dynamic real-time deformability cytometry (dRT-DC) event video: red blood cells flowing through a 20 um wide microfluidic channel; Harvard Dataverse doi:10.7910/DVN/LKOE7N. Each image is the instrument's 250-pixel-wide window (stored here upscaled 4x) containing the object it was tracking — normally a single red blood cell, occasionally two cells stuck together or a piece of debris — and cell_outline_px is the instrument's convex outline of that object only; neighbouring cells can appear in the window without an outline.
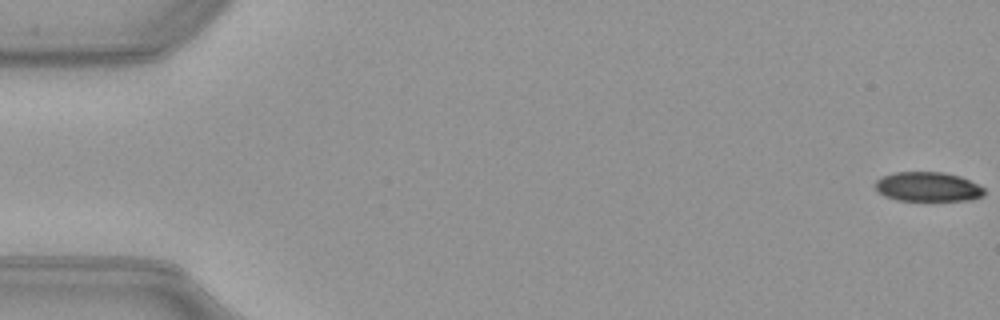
{"species": "common noctule bat (a hibernating species)", "species_latin": "Nyctalus noctula", "temperature_condition": "warm", "stored_images_in_passage": 52, "camera_frame_rate_fps": 3000, "um_per_image_px": 0.085, "animal": {"sex": "female", "body_mass_g": 21.9}, "frame": {"image": 1, "passage_image": 1, "time_ms": 0.0, "image_size_px": [1000, 320], "cell_outline_px": [[984, 192], [980, 196], [972, 200], [896, 200], [884, 196], [876, 192], [872, 184], [880, 176], [896, 172], [944, 172], [960, 176], [984, 188]], "centroid_in_image_um": [78.77, 15.87], "position_along_channel_um": 6.2, "area_um2": 18.84}}
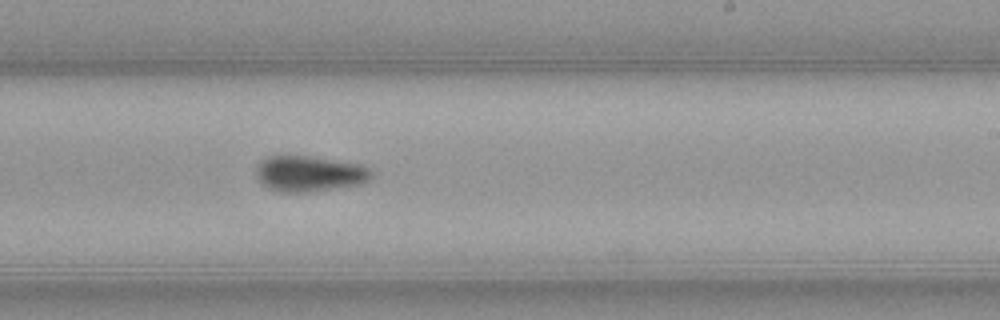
{"frame": {"image": 2, "passage_image": 32, "time_ms": 10.333, "image_size_px": [1000, 320], "cell_outline_px": [[372, 180], [360, 184], [308, 192], [280, 192], [268, 188], [260, 184], [256, 176], [256, 164], [260, 160], [268, 156], [308, 156], [364, 164], [372, 172]], "centroid_in_image_um": [26.28, 14.76], "position_along_channel_um": 262.7, "area_um2": 24.33}}
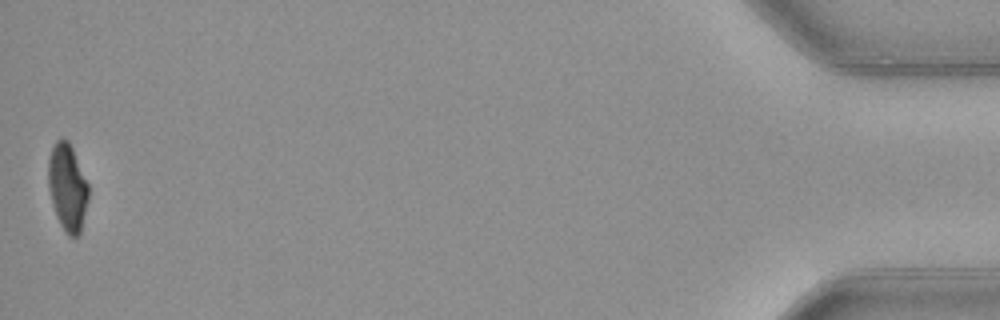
{"frame": {"image": 3, "passage_image": 52, "time_ms": 17.0, "image_size_px": [1000, 320], "cell_outline_px": [[88, 200], [80, 232], [76, 236], [68, 236], [60, 224], [56, 216], [52, 204], [48, 188], [48, 160], [52, 148], [56, 140], [60, 136], [64, 136], [68, 140], [72, 148], [88, 184]], "centroid_in_image_um": [5.71, 15.89], "position_along_channel_um": 429.5, "area_um2": 20.4}, "authors_computed_cell_mechanics": {"area_um2": 22.3975, "velocity_mm_per_s": 4.0128, "shape_relaxation_time_tau1_ms": 3.8511, "shape_relaxation_time_tau2_ms": 7.7408, "deformation_change_tau1": 0.1335, "deformation_change_tau2": 0.116}}